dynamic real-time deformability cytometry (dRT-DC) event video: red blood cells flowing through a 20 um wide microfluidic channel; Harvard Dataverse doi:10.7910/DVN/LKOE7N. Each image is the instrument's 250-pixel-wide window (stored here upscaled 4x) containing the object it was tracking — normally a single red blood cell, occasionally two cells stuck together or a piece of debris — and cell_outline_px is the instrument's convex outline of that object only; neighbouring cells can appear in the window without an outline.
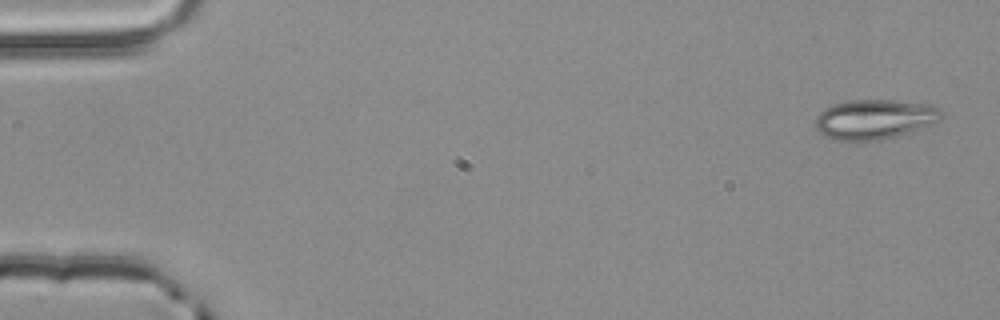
{"species": "common noctule bat (a hibernating species)", "species_latin": "Nyctalus noctula", "temperature_condition": "room temperature", "stored_images_in_passage": 3, "camera_frame_rate_fps": 3000, "um_per_image_px": 0.085, "animal": {"sex": "male", "body_mass_g": 20.4}, "frame": {"image": 1, "passage_image": 1, "time_ms": 0.0, "image_size_px": [1000, 320], "cell_outline_px": [[944, 112], [940, 120], [936, 124], [928, 128], [880, 140], [832, 140], [824, 136], [816, 128], [816, 116], [824, 108], [832, 104], [848, 100], [892, 100], [932, 104], [940, 108]], "centroid_in_image_um": [74.41, 10.13], "position_along_channel_um": 10.6, "area_um2": 29.82}}